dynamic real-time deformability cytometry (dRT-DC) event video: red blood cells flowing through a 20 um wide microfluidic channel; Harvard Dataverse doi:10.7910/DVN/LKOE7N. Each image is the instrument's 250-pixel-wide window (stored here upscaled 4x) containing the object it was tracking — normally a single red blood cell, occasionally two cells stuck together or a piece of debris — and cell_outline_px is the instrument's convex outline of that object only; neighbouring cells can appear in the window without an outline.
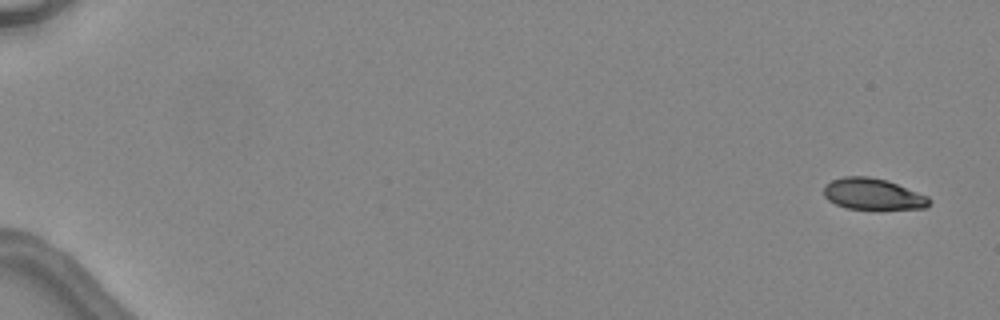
{"species": "common noctule bat (a hibernating species)", "species_latin": "Nyctalus noctula", "temperature_condition": "warm", "stored_images_in_passage": 6, "segment_of_instrument_passage": [1, 2], "camera_frame_rate_fps": 3000, "um_per_image_px": 0.085, "animal": {"sex": "female", "body_mass_g": 24.6, "forearm_length_mm": 56.2}, "frame": {"image": 1, "passage_image": 1, "time_ms": 0.0, "image_size_px": [1000, 320], "cell_outline_px": [[932, 200], [924, 208], [848, 208], [836, 204], [828, 200], [824, 196], [824, 184], [832, 180], [844, 176], [868, 176], [888, 180], [928, 196]], "centroid_in_image_um": [74.17, 16.47], "position_along_channel_um": 10.8, "area_um2": 19.02}}
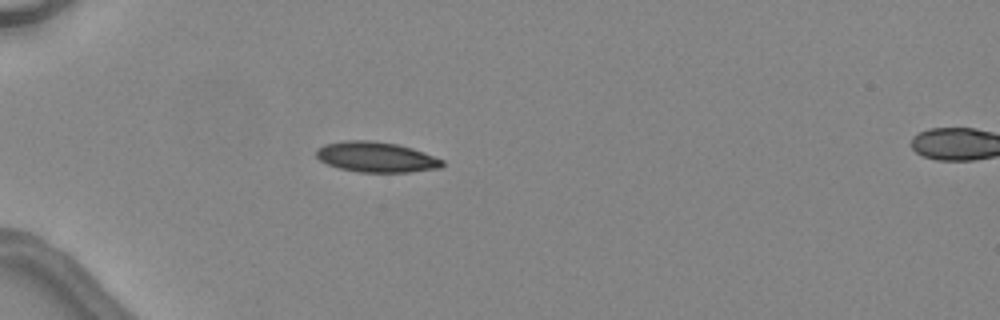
{"frame": {"image": 2, "passage_image": 5, "time_ms": 4.667, "image_size_px": [1000, 320], "cell_outline_px": [[444, 164], [440, 168], [408, 172], [360, 172], [340, 168], [328, 164], [320, 160], [316, 156], [316, 148], [324, 144], [344, 140], [372, 140], [396, 144], [412, 148], [424, 152], [444, 160]], "centroid_in_image_um": [31.97, 13.34], "position_along_channel_um": 53.0, "area_um2": 22.31}}